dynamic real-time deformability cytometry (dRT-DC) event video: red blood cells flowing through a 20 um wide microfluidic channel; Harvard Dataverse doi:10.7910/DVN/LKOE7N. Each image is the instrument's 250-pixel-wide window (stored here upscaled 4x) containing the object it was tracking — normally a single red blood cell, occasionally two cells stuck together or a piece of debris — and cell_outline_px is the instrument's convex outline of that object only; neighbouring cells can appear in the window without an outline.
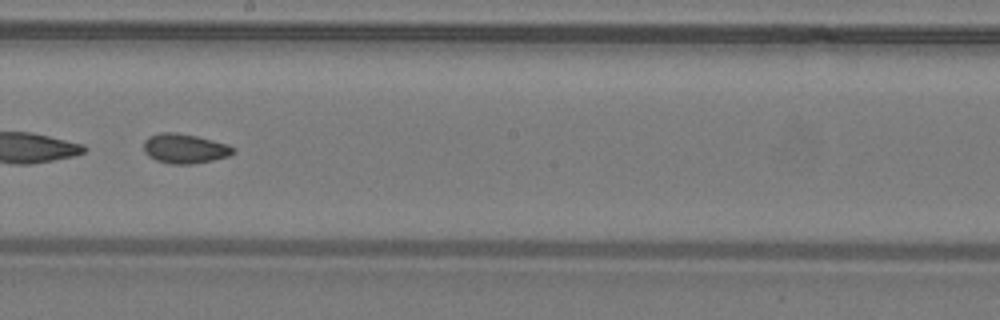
{"species": "common noctule bat (a hibernating species)", "species_latin": "Nyctalus noctula", "temperature_condition": "warm", "stored_images_in_passage": 48, "segment_of_instrument_passage": [2, 2], "camera_frame_rate_fps": 3000, "um_per_image_px": 0.085, "animal": {"sex": "male", "body_mass_g": 19.2, "forearm_length_mm": 51.8}, "frame": {"image": 1, "passage_image": 28, "time_ms": 9.0, "image_size_px": [1000, 320], "cell_outline_px": [[236, 152], [228, 156], [212, 160], [192, 164], [172, 164], [156, 160], [148, 156], [144, 152], [144, 140], [148, 136], [160, 132], [176, 132], [196, 136], [228, 144], [236, 148]], "centroid_in_image_um": [15.7, 12.62], "position_along_channel_um": 232.5, "area_um2": 15.55}}